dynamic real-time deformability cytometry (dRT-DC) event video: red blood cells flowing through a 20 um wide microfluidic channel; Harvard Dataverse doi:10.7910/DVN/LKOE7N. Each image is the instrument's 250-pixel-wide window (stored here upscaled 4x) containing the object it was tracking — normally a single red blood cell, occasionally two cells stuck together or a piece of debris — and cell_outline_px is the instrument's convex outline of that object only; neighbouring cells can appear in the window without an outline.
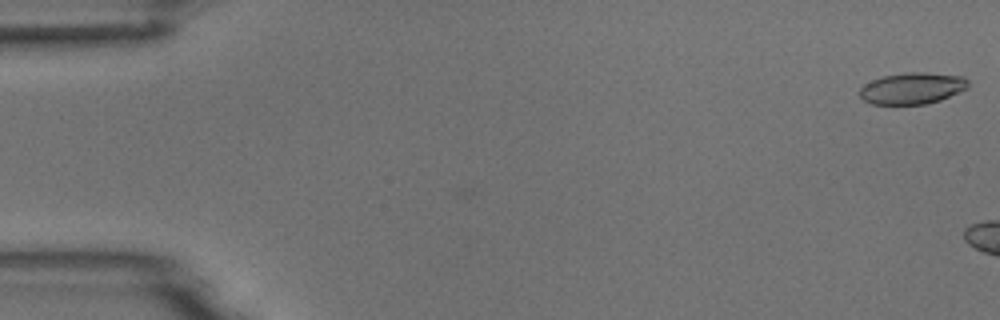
{"species": "common noctule bat (a hibernating species)", "species_latin": "Nyctalus noctula", "temperature_condition": "room temperature", "stored_images_in_passage": 8, "camera_frame_rate_fps": 3000, "um_per_image_px": 0.085, "animal": {"sex": "male", "body_mass_g": 18.8}, "frame": {"image": 1, "passage_image": 1, "time_ms": 0.0, "image_size_px": [1000, 320], "cell_outline_px": [[968, 88], [940, 100], [924, 104], [872, 104], [864, 100], [860, 96], [860, 88], [864, 84], [872, 80], [884, 76], [904, 72], [924, 72], [964, 76], [968, 80]], "centroid_in_image_um": [77.55, 7.49], "position_along_channel_um": 7.5, "area_um2": 19.88}}